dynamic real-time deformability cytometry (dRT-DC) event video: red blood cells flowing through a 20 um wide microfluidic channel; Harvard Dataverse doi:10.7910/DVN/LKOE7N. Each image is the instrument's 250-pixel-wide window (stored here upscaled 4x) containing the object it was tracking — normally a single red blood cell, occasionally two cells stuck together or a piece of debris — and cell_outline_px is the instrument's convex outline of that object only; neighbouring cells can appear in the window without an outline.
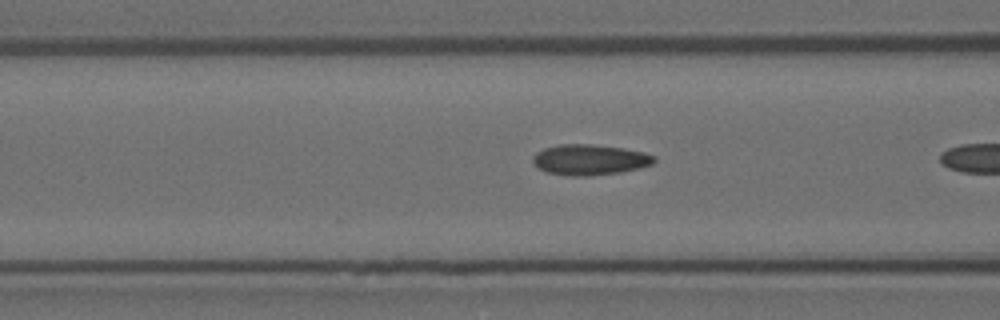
{"species": "Egyptian fruit bat (a non-hibernating species)", "species_latin": "Rousettus aegyptiacus", "temperature_condition": "room temperature", "stored_images_in_passage": 4, "camera_frame_rate_fps": 3000, "um_per_image_px": 0.085, "animal": {"sex": "female"}, "frame": {"image": 1, "passage_image": 3, "time_ms": 0.667, "image_size_px": [1000, 320], "cell_outline_px": [[656, 160], [652, 164], [640, 168], [620, 172], [588, 176], [568, 176], [548, 172], [532, 164], [532, 156], [536, 152], [544, 148], [560, 144], [592, 144], [624, 148], [644, 152], [656, 156]], "centroid_in_image_um": [50.13, 13.57], "position_along_channel_um": 116.5, "area_um2": 21.79}}